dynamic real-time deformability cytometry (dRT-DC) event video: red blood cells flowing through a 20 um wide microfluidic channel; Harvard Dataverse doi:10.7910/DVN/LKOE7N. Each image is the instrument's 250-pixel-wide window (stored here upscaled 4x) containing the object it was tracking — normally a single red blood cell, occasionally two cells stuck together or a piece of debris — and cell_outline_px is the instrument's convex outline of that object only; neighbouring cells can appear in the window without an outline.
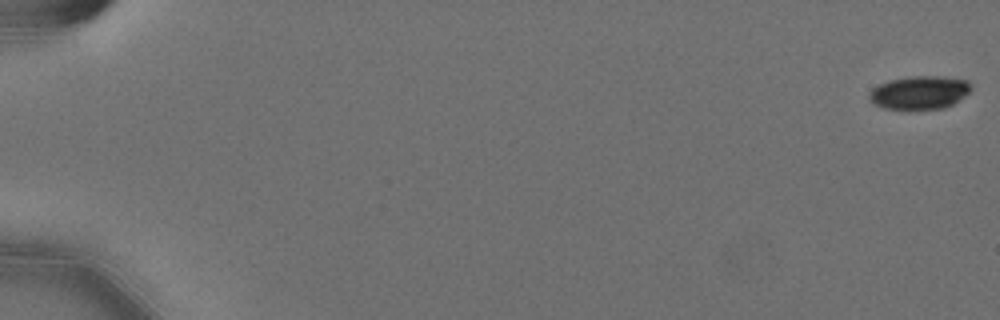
{"species": "Egyptian fruit bat (a non-hibernating species)", "species_latin": "Rousettus aegyptiacus", "temperature_condition": "cold", "stored_images_in_passage": 51, "camera_frame_rate_fps": 3000, "um_per_image_px": 0.085, "animal": {"sex": "female"}, "frame": {"image": 1, "passage_image": 1, "time_ms": 0.0, "image_size_px": [1000, 320], "cell_outline_px": [[972, 88], [964, 96], [952, 104], [944, 108], [884, 108], [872, 104], [868, 100], [868, 96], [872, 88], [888, 80], [912, 76], [944, 76], [968, 80]], "centroid_in_image_um": [78.14, 7.84], "position_along_channel_um": 6.9, "area_um2": 19.65}}
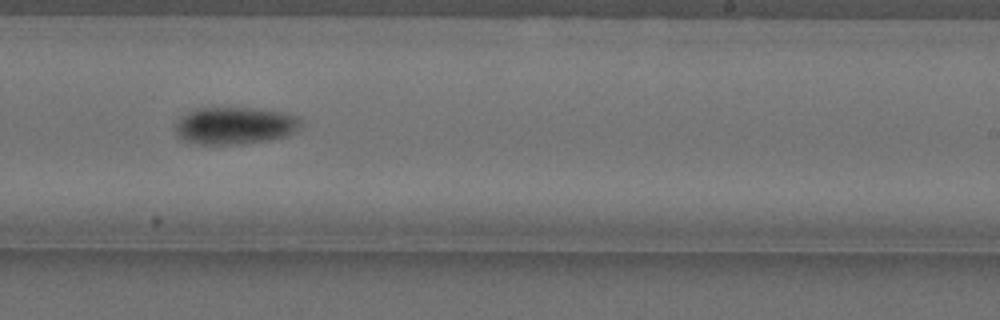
{"frame": {"image": 2, "passage_image": 38, "time_ms": 12.333, "image_size_px": [1000, 320], "cell_outline_px": [[300, 124], [288, 136], [268, 140], [240, 144], [200, 144], [184, 140], [176, 132], [176, 124], [180, 116], [196, 108], [260, 108], [288, 112], [296, 116], [300, 120]], "centroid_in_image_um": [19.97, 10.66], "position_along_channel_um": 269.0, "area_um2": 27.22}}
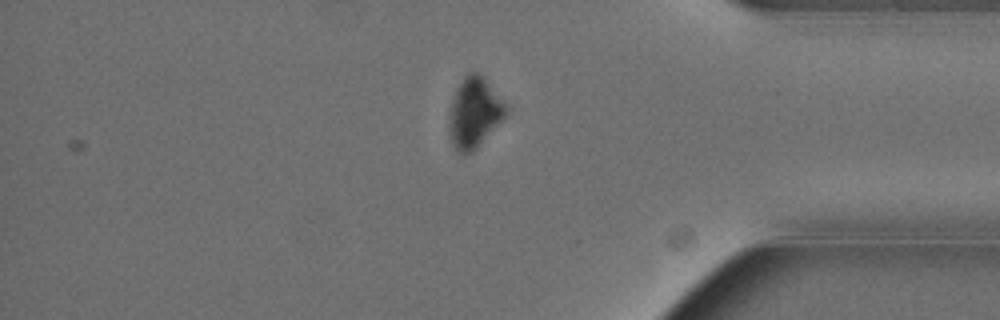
{"frame": {"image": 3, "passage_image": 50, "time_ms": 16.333, "image_size_px": [1000, 320], "cell_outline_px": [[508, 112], [476, 148], [472, 152], [464, 156], [456, 152], [448, 136], [448, 116], [452, 100], [456, 88], [464, 76], [472, 72], [476, 72], [508, 104]], "centroid_in_image_um": [40.27, 9.63], "position_along_channel_um": 394.9, "area_um2": 23.24}, "authors_computed_cell_mechanics": {"area_um2": 24.565, "velocity_mm_per_s": 3.5852, "shape_relaxation_time_tau1_ms": 4.0166, "shape_relaxation_time_tau2_ms": null, "deformation_change_tau1": 0.1074, "deformation_change_tau2": null}}